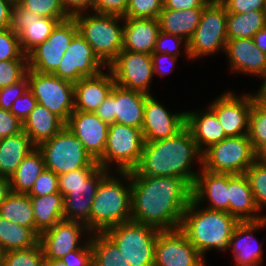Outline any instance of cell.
I'll list each match as a JSON object with an SVG mask.
<instances>
[{
  "instance_id": "obj_24",
  "label": "cell",
  "mask_w": 266,
  "mask_h": 266,
  "mask_svg": "<svg viewBox=\"0 0 266 266\" xmlns=\"http://www.w3.org/2000/svg\"><path fill=\"white\" fill-rule=\"evenodd\" d=\"M265 226L266 217L258 221H240L237 224L229 243V249L233 248V260H235L236 266L262 263V244L258 243L252 233L257 229H263Z\"/></svg>"
},
{
  "instance_id": "obj_51",
  "label": "cell",
  "mask_w": 266,
  "mask_h": 266,
  "mask_svg": "<svg viewBox=\"0 0 266 266\" xmlns=\"http://www.w3.org/2000/svg\"><path fill=\"white\" fill-rule=\"evenodd\" d=\"M227 12L249 13L256 10H266V0H220Z\"/></svg>"
},
{
  "instance_id": "obj_36",
  "label": "cell",
  "mask_w": 266,
  "mask_h": 266,
  "mask_svg": "<svg viewBox=\"0 0 266 266\" xmlns=\"http://www.w3.org/2000/svg\"><path fill=\"white\" fill-rule=\"evenodd\" d=\"M266 26V10H256L249 13L227 12V39L253 38Z\"/></svg>"
},
{
  "instance_id": "obj_39",
  "label": "cell",
  "mask_w": 266,
  "mask_h": 266,
  "mask_svg": "<svg viewBox=\"0 0 266 266\" xmlns=\"http://www.w3.org/2000/svg\"><path fill=\"white\" fill-rule=\"evenodd\" d=\"M248 136L255 151L266 143V105L258 99L252 103Z\"/></svg>"
},
{
  "instance_id": "obj_25",
  "label": "cell",
  "mask_w": 266,
  "mask_h": 266,
  "mask_svg": "<svg viewBox=\"0 0 266 266\" xmlns=\"http://www.w3.org/2000/svg\"><path fill=\"white\" fill-rule=\"evenodd\" d=\"M109 71V72H108ZM115 81L111 71L83 77L74 83V111L95 112L111 93Z\"/></svg>"
},
{
  "instance_id": "obj_43",
  "label": "cell",
  "mask_w": 266,
  "mask_h": 266,
  "mask_svg": "<svg viewBox=\"0 0 266 266\" xmlns=\"http://www.w3.org/2000/svg\"><path fill=\"white\" fill-rule=\"evenodd\" d=\"M163 9V0H129L124 18L157 19Z\"/></svg>"
},
{
  "instance_id": "obj_11",
  "label": "cell",
  "mask_w": 266,
  "mask_h": 266,
  "mask_svg": "<svg viewBox=\"0 0 266 266\" xmlns=\"http://www.w3.org/2000/svg\"><path fill=\"white\" fill-rule=\"evenodd\" d=\"M227 11L220 2L207 3L200 22L188 42L190 60L206 55L225 52L227 43Z\"/></svg>"
},
{
  "instance_id": "obj_32",
  "label": "cell",
  "mask_w": 266,
  "mask_h": 266,
  "mask_svg": "<svg viewBox=\"0 0 266 266\" xmlns=\"http://www.w3.org/2000/svg\"><path fill=\"white\" fill-rule=\"evenodd\" d=\"M35 148L24 131L0 139V176L11 178L23 159Z\"/></svg>"
},
{
  "instance_id": "obj_52",
  "label": "cell",
  "mask_w": 266,
  "mask_h": 266,
  "mask_svg": "<svg viewBox=\"0 0 266 266\" xmlns=\"http://www.w3.org/2000/svg\"><path fill=\"white\" fill-rule=\"evenodd\" d=\"M129 0H94L93 12L125 17Z\"/></svg>"
},
{
  "instance_id": "obj_20",
  "label": "cell",
  "mask_w": 266,
  "mask_h": 266,
  "mask_svg": "<svg viewBox=\"0 0 266 266\" xmlns=\"http://www.w3.org/2000/svg\"><path fill=\"white\" fill-rule=\"evenodd\" d=\"M83 234L90 235L91 232L81 222L64 219L57 222L40 234L39 243L45 259H61L70 251L79 249L86 242H80Z\"/></svg>"
},
{
  "instance_id": "obj_48",
  "label": "cell",
  "mask_w": 266,
  "mask_h": 266,
  "mask_svg": "<svg viewBox=\"0 0 266 266\" xmlns=\"http://www.w3.org/2000/svg\"><path fill=\"white\" fill-rule=\"evenodd\" d=\"M87 241L77 250L70 251L61 260L67 266H93V250L90 236Z\"/></svg>"
},
{
  "instance_id": "obj_44",
  "label": "cell",
  "mask_w": 266,
  "mask_h": 266,
  "mask_svg": "<svg viewBox=\"0 0 266 266\" xmlns=\"http://www.w3.org/2000/svg\"><path fill=\"white\" fill-rule=\"evenodd\" d=\"M27 70V59L0 61V88L18 83L26 76Z\"/></svg>"
},
{
  "instance_id": "obj_31",
  "label": "cell",
  "mask_w": 266,
  "mask_h": 266,
  "mask_svg": "<svg viewBox=\"0 0 266 266\" xmlns=\"http://www.w3.org/2000/svg\"><path fill=\"white\" fill-rule=\"evenodd\" d=\"M203 12V8L186 10L163 9L159 16L160 31L181 37L187 43L193 36Z\"/></svg>"
},
{
  "instance_id": "obj_64",
  "label": "cell",
  "mask_w": 266,
  "mask_h": 266,
  "mask_svg": "<svg viewBox=\"0 0 266 266\" xmlns=\"http://www.w3.org/2000/svg\"><path fill=\"white\" fill-rule=\"evenodd\" d=\"M4 255H5V252L0 249V266L4 265Z\"/></svg>"
},
{
  "instance_id": "obj_47",
  "label": "cell",
  "mask_w": 266,
  "mask_h": 266,
  "mask_svg": "<svg viewBox=\"0 0 266 266\" xmlns=\"http://www.w3.org/2000/svg\"><path fill=\"white\" fill-rule=\"evenodd\" d=\"M59 192V177L54 172L45 169L34 182L29 196H44Z\"/></svg>"
},
{
  "instance_id": "obj_45",
  "label": "cell",
  "mask_w": 266,
  "mask_h": 266,
  "mask_svg": "<svg viewBox=\"0 0 266 266\" xmlns=\"http://www.w3.org/2000/svg\"><path fill=\"white\" fill-rule=\"evenodd\" d=\"M27 59L20 46L19 38L11 28L0 29V61Z\"/></svg>"
},
{
  "instance_id": "obj_9",
  "label": "cell",
  "mask_w": 266,
  "mask_h": 266,
  "mask_svg": "<svg viewBox=\"0 0 266 266\" xmlns=\"http://www.w3.org/2000/svg\"><path fill=\"white\" fill-rule=\"evenodd\" d=\"M143 145L141 129L118 123L109 124L104 153L97 162L108 171L114 162L117 164V172L133 171L140 162Z\"/></svg>"
},
{
  "instance_id": "obj_67",
  "label": "cell",
  "mask_w": 266,
  "mask_h": 266,
  "mask_svg": "<svg viewBox=\"0 0 266 266\" xmlns=\"http://www.w3.org/2000/svg\"><path fill=\"white\" fill-rule=\"evenodd\" d=\"M244 266H246V265H244ZM248 266H259V264H255V265H248Z\"/></svg>"
},
{
  "instance_id": "obj_29",
  "label": "cell",
  "mask_w": 266,
  "mask_h": 266,
  "mask_svg": "<svg viewBox=\"0 0 266 266\" xmlns=\"http://www.w3.org/2000/svg\"><path fill=\"white\" fill-rule=\"evenodd\" d=\"M186 127L201 152L227 138L216 114L209 107L202 113L187 111Z\"/></svg>"
},
{
  "instance_id": "obj_57",
  "label": "cell",
  "mask_w": 266,
  "mask_h": 266,
  "mask_svg": "<svg viewBox=\"0 0 266 266\" xmlns=\"http://www.w3.org/2000/svg\"><path fill=\"white\" fill-rule=\"evenodd\" d=\"M205 0H163L164 9L186 10L192 8H204Z\"/></svg>"
},
{
  "instance_id": "obj_6",
  "label": "cell",
  "mask_w": 266,
  "mask_h": 266,
  "mask_svg": "<svg viewBox=\"0 0 266 266\" xmlns=\"http://www.w3.org/2000/svg\"><path fill=\"white\" fill-rule=\"evenodd\" d=\"M91 13L94 14L82 13L73 18L78 32L92 47L99 60L108 67L122 51L123 24L120 26L119 23H123L124 18L117 15Z\"/></svg>"
},
{
  "instance_id": "obj_56",
  "label": "cell",
  "mask_w": 266,
  "mask_h": 266,
  "mask_svg": "<svg viewBox=\"0 0 266 266\" xmlns=\"http://www.w3.org/2000/svg\"><path fill=\"white\" fill-rule=\"evenodd\" d=\"M102 121L112 124L115 123V114H113V89L108 97L99 105L94 112Z\"/></svg>"
},
{
  "instance_id": "obj_13",
  "label": "cell",
  "mask_w": 266,
  "mask_h": 266,
  "mask_svg": "<svg viewBox=\"0 0 266 266\" xmlns=\"http://www.w3.org/2000/svg\"><path fill=\"white\" fill-rule=\"evenodd\" d=\"M77 33L78 27L74 18L59 22L51 35L27 54L28 69L53 74Z\"/></svg>"
},
{
  "instance_id": "obj_49",
  "label": "cell",
  "mask_w": 266,
  "mask_h": 266,
  "mask_svg": "<svg viewBox=\"0 0 266 266\" xmlns=\"http://www.w3.org/2000/svg\"><path fill=\"white\" fill-rule=\"evenodd\" d=\"M29 89L27 76L16 84L0 88V108L10 111L13 102Z\"/></svg>"
},
{
  "instance_id": "obj_26",
  "label": "cell",
  "mask_w": 266,
  "mask_h": 266,
  "mask_svg": "<svg viewBox=\"0 0 266 266\" xmlns=\"http://www.w3.org/2000/svg\"><path fill=\"white\" fill-rule=\"evenodd\" d=\"M159 32L158 19L124 18L122 50L152 54Z\"/></svg>"
},
{
  "instance_id": "obj_19",
  "label": "cell",
  "mask_w": 266,
  "mask_h": 266,
  "mask_svg": "<svg viewBox=\"0 0 266 266\" xmlns=\"http://www.w3.org/2000/svg\"><path fill=\"white\" fill-rule=\"evenodd\" d=\"M185 126L186 112H169L151 94L146 97L141 128L144 142L173 137Z\"/></svg>"
},
{
  "instance_id": "obj_22",
  "label": "cell",
  "mask_w": 266,
  "mask_h": 266,
  "mask_svg": "<svg viewBox=\"0 0 266 266\" xmlns=\"http://www.w3.org/2000/svg\"><path fill=\"white\" fill-rule=\"evenodd\" d=\"M192 187V199L199 205L209 201L206 209L229 213V174L200 169Z\"/></svg>"
},
{
  "instance_id": "obj_4",
  "label": "cell",
  "mask_w": 266,
  "mask_h": 266,
  "mask_svg": "<svg viewBox=\"0 0 266 266\" xmlns=\"http://www.w3.org/2000/svg\"><path fill=\"white\" fill-rule=\"evenodd\" d=\"M110 172L100 181L90 211V232L103 233L121 223L131 221L130 172ZM124 178V179H123ZM125 180L127 184L123 183ZM125 184V185H124Z\"/></svg>"
},
{
  "instance_id": "obj_66",
  "label": "cell",
  "mask_w": 266,
  "mask_h": 266,
  "mask_svg": "<svg viewBox=\"0 0 266 266\" xmlns=\"http://www.w3.org/2000/svg\"><path fill=\"white\" fill-rule=\"evenodd\" d=\"M9 1H11L13 4H15V3H18L20 0H9Z\"/></svg>"
},
{
  "instance_id": "obj_12",
  "label": "cell",
  "mask_w": 266,
  "mask_h": 266,
  "mask_svg": "<svg viewBox=\"0 0 266 266\" xmlns=\"http://www.w3.org/2000/svg\"><path fill=\"white\" fill-rule=\"evenodd\" d=\"M29 90L37 103L58 116L65 124L74 112V83L54 74H44L28 69Z\"/></svg>"
},
{
  "instance_id": "obj_2",
  "label": "cell",
  "mask_w": 266,
  "mask_h": 266,
  "mask_svg": "<svg viewBox=\"0 0 266 266\" xmlns=\"http://www.w3.org/2000/svg\"><path fill=\"white\" fill-rule=\"evenodd\" d=\"M202 165V152L185 126L173 137L144 142L141 159L130 176L179 177L193 187L199 172L193 161Z\"/></svg>"
},
{
  "instance_id": "obj_54",
  "label": "cell",
  "mask_w": 266,
  "mask_h": 266,
  "mask_svg": "<svg viewBox=\"0 0 266 266\" xmlns=\"http://www.w3.org/2000/svg\"><path fill=\"white\" fill-rule=\"evenodd\" d=\"M151 56H152V62H153V74H158L161 76L170 74L172 69H174L173 66L175 65V61L178 59V57H174L166 53H152ZM166 60L168 61L170 65L169 67H167L168 69L164 67L163 65L166 63Z\"/></svg>"
},
{
  "instance_id": "obj_33",
  "label": "cell",
  "mask_w": 266,
  "mask_h": 266,
  "mask_svg": "<svg viewBox=\"0 0 266 266\" xmlns=\"http://www.w3.org/2000/svg\"><path fill=\"white\" fill-rule=\"evenodd\" d=\"M36 223V233L52 228L64 219V196L52 193L44 196H30Z\"/></svg>"
},
{
  "instance_id": "obj_55",
  "label": "cell",
  "mask_w": 266,
  "mask_h": 266,
  "mask_svg": "<svg viewBox=\"0 0 266 266\" xmlns=\"http://www.w3.org/2000/svg\"><path fill=\"white\" fill-rule=\"evenodd\" d=\"M64 10L70 18L87 12L88 8L93 11L94 0H61Z\"/></svg>"
},
{
  "instance_id": "obj_46",
  "label": "cell",
  "mask_w": 266,
  "mask_h": 266,
  "mask_svg": "<svg viewBox=\"0 0 266 266\" xmlns=\"http://www.w3.org/2000/svg\"><path fill=\"white\" fill-rule=\"evenodd\" d=\"M181 42H184V50L186 54V58L190 60L188 53V43L184 39L178 36H174L172 34H167L162 31L159 32L158 38L156 40V45L153 53H166L168 55H172L174 57H178L180 54Z\"/></svg>"
},
{
  "instance_id": "obj_41",
  "label": "cell",
  "mask_w": 266,
  "mask_h": 266,
  "mask_svg": "<svg viewBox=\"0 0 266 266\" xmlns=\"http://www.w3.org/2000/svg\"><path fill=\"white\" fill-rule=\"evenodd\" d=\"M44 253L41 244L27 249L5 252L3 266H44Z\"/></svg>"
},
{
  "instance_id": "obj_28",
  "label": "cell",
  "mask_w": 266,
  "mask_h": 266,
  "mask_svg": "<svg viewBox=\"0 0 266 266\" xmlns=\"http://www.w3.org/2000/svg\"><path fill=\"white\" fill-rule=\"evenodd\" d=\"M259 212L246 175L229 174V214L239 221H258L266 217Z\"/></svg>"
},
{
  "instance_id": "obj_23",
  "label": "cell",
  "mask_w": 266,
  "mask_h": 266,
  "mask_svg": "<svg viewBox=\"0 0 266 266\" xmlns=\"http://www.w3.org/2000/svg\"><path fill=\"white\" fill-rule=\"evenodd\" d=\"M225 54L231 71L266 76V54L255 45L253 38L227 40Z\"/></svg>"
},
{
  "instance_id": "obj_62",
  "label": "cell",
  "mask_w": 266,
  "mask_h": 266,
  "mask_svg": "<svg viewBox=\"0 0 266 266\" xmlns=\"http://www.w3.org/2000/svg\"><path fill=\"white\" fill-rule=\"evenodd\" d=\"M263 79H264L263 84L261 87H259V90L257 91L256 94V98L264 105H266V76Z\"/></svg>"
},
{
  "instance_id": "obj_38",
  "label": "cell",
  "mask_w": 266,
  "mask_h": 266,
  "mask_svg": "<svg viewBox=\"0 0 266 266\" xmlns=\"http://www.w3.org/2000/svg\"><path fill=\"white\" fill-rule=\"evenodd\" d=\"M93 266H131L117 246L104 233H91Z\"/></svg>"
},
{
  "instance_id": "obj_40",
  "label": "cell",
  "mask_w": 266,
  "mask_h": 266,
  "mask_svg": "<svg viewBox=\"0 0 266 266\" xmlns=\"http://www.w3.org/2000/svg\"><path fill=\"white\" fill-rule=\"evenodd\" d=\"M245 175L252 189L254 201L261 211L266 208V165L255 160Z\"/></svg>"
},
{
  "instance_id": "obj_17",
  "label": "cell",
  "mask_w": 266,
  "mask_h": 266,
  "mask_svg": "<svg viewBox=\"0 0 266 266\" xmlns=\"http://www.w3.org/2000/svg\"><path fill=\"white\" fill-rule=\"evenodd\" d=\"M102 68L106 70L107 67L99 60L92 47L78 32L73 37L53 74L61 79L76 83L83 77L99 74L102 72Z\"/></svg>"
},
{
  "instance_id": "obj_7",
  "label": "cell",
  "mask_w": 266,
  "mask_h": 266,
  "mask_svg": "<svg viewBox=\"0 0 266 266\" xmlns=\"http://www.w3.org/2000/svg\"><path fill=\"white\" fill-rule=\"evenodd\" d=\"M159 232L152 226L128 221L113 226L103 233L117 246L131 266H154Z\"/></svg>"
},
{
  "instance_id": "obj_15",
  "label": "cell",
  "mask_w": 266,
  "mask_h": 266,
  "mask_svg": "<svg viewBox=\"0 0 266 266\" xmlns=\"http://www.w3.org/2000/svg\"><path fill=\"white\" fill-rule=\"evenodd\" d=\"M256 93L242 96L227 91L216 98L209 108L216 114L227 137L248 135L249 116Z\"/></svg>"
},
{
  "instance_id": "obj_35",
  "label": "cell",
  "mask_w": 266,
  "mask_h": 266,
  "mask_svg": "<svg viewBox=\"0 0 266 266\" xmlns=\"http://www.w3.org/2000/svg\"><path fill=\"white\" fill-rule=\"evenodd\" d=\"M39 239L33 229L0 216V249L4 252L32 248L39 244Z\"/></svg>"
},
{
  "instance_id": "obj_30",
  "label": "cell",
  "mask_w": 266,
  "mask_h": 266,
  "mask_svg": "<svg viewBox=\"0 0 266 266\" xmlns=\"http://www.w3.org/2000/svg\"><path fill=\"white\" fill-rule=\"evenodd\" d=\"M66 124L46 107L36 104L23 122V131L38 147L41 143L53 138Z\"/></svg>"
},
{
  "instance_id": "obj_50",
  "label": "cell",
  "mask_w": 266,
  "mask_h": 266,
  "mask_svg": "<svg viewBox=\"0 0 266 266\" xmlns=\"http://www.w3.org/2000/svg\"><path fill=\"white\" fill-rule=\"evenodd\" d=\"M37 104L33 93L28 89L23 95L18 97L12 104L10 112L21 122L28 117Z\"/></svg>"
},
{
  "instance_id": "obj_37",
  "label": "cell",
  "mask_w": 266,
  "mask_h": 266,
  "mask_svg": "<svg viewBox=\"0 0 266 266\" xmlns=\"http://www.w3.org/2000/svg\"><path fill=\"white\" fill-rule=\"evenodd\" d=\"M0 216L36 232L33 206L28 194L11 192L0 206Z\"/></svg>"
},
{
  "instance_id": "obj_16",
  "label": "cell",
  "mask_w": 266,
  "mask_h": 266,
  "mask_svg": "<svg viewBox=\"0 0 266 266\" xmlns=\"http://www.w3.org/2000/svg\"><path fill=\"white\" fill-rule=\"evenodd\" d=\"M204 259L180 229L158 233L154 266H206Z\"/></svg>"
},
{
  "instance_id": "obj_65",
  "label": "cell",
  "mask_w": 266,
  "mask_h": 266,
  "mask_svg": "<svg viewBox=\"0 0 266 266\" xmlns=\"http://www.w3.org/2000/svg\"><path fill=\"white\" fill-rule=\"evenodd\" d=\"M207 3H214V2H217V1H220V0H205Z\"/></svg>"
},
{
  "instance_id": "obj_10",
  "label": "cell",
  "mask_w": 266,
  "mask_h": 266,
  "mask_svg": "<svg viewBox=\"0 0 266 266\" xmlns=\"http://www.w3.org/2000/svg\"><path fill=\"white\" fill-rule=\"evenodd\" d=\"M256 160L248 135L227 137L202 152V169L227 174H245Z\"/></svg>"
},
{
  "instance_id": "obj_58",
  "label": "cell",
  "mask_w": 266,
  "mask_h": 266,
  "mask_svg": "<svg viewBox=\"0 0 266 266\" xmlns=\"http://www.w3.org/2000/svg\"><path fill=\"white\" fill-rule=\"evenodd\" d=\"M13 5L9 0H0V29L10 28Z\"/></svg>"
},
{
  "instance_id": "obj_3",
  "label": "cell",
  "mask_w": 266,
  "mask_h": 266,
  "mask_svg": "<svg viewBox=\"0 0 266 266\" xmlns=\"http://www.w3.org/2000/svg\"><path fill=\"white\" fill-rule=\"evenodd\" d=\"M198 207L191 199L179 229L203 257L210 249L229 250L231 236L240 221L228 212Z\"/></svg>"
},
{
  "instance_id": "obj_18",
  "label": "cell",
  "mask_w": 266,
  "mask_h": 266,
  "mask_svg": "<svg viewBox=\"0 0 266 266\" xmlns=\"http://www.w3.org/2000/svg\"><path fill=\"white\" fill-rule=\"evenodd\" d=\"M60 21L41 17L31 10L15 3L11 10L10 28L18 36L21 50L27 55L37 45L43 43Z\"/></svg>"
},
{
  "instance_id": "obj_1",
  "label": "cell",
  "mask_w": 266,
  "mask_h": 266,
  "mask_svg": "<svg viewBox=\"0 0 266 266\" xmlns=\"http://www.w3.org/2000/svg\"><path fill=\"white\" fill-rule=\"evenodd\" d=\"M192 187L179 177L131 176V221L159 231L179 229Z\"/></svg>"
},
{
  "instance_id": "obj_21",
  "label": "cell",
  "mask_w": 266,
  "mask_h": 266,
  "mask_svg": "<svg viewBox=\"0 0 266 266\" xmlns=\"http://www.w3.org/2000/svg\"><path fill=\"white\" fill-rule=\"evenodd\" d=\"M66 127L83 144L94 160L97 161L103 155L109 124L102 121L94 112L74 111Z\"/></svg>"
},
{
  "instance_id": "obj_61",
  "label": "cell",
  "mask_w": 266,
  "mask_h": 266,
  "mask_svg": "<svg viewBox=\"0 0 266 266\" xmlns=\"http://www.w3.org/2000/svg\"><path fill=\"white\" fill-rule=\"evenodd\" d=\"M256 161L266 165V143L256 150Z\"/></svg>"
},
{
  "instance_id": "obj_8",
  "label": "cell",
  "mask_w": 266,
  "mask_h": 266,
  "mask_svg": "<svg viewBox=\"0 0 266 266\" xmlns=\"http://www.w3.org/2000/svg\"><path fill=\"white\" fill-rule=\"evenodd\" d=\"M45 168L57 175L87 166H99L77 137L64 126L53 138L41 143Z\"/></svg>"
},
{
  "instance_id": "obj_14",
  "label": "cell",
  "mask_w": 266,
  "mask_h": 266,
  "mask_svg": "<svg viewBox=\"0 0 266 266\" xmlns=\"http://www.w3.org/2000/svg\"><path fill=\"white\" fill-rule=\"evenodd\" d=\"M107 68L116 85L151 94L149 89L154 76L151 54L122 50Z\"/></svg>"
},
{
  "instance_id": "obj_63",
  "label": "cell",
  "mask_w": 266,
  "mask_h": 266,
  "mask_svg": "<svg viewBox=\"0 0 266 266\" xmlns=\"http://www.w3.org/2000/svg\"><path fill=\"white\" fill-rule=\"evenodd\" d=\"M44 266H67L61 259H45Z\"/></svg>"
},
{
  "instance_id": "obj_60",
  "label": "cell",
  "mask_w": 266,
  "mask_h": 266,
  "mask_svg": "<svg viewBox=\"0 0 266 266\" xmlns=\"http://www.w3.org/2000/svg\"><path fill=\"white\" fill-rule=\"evenodd\" d=\"M255 45L266 54V26L259 30L253 37Z\"/></svg>"
},
{
  "instance_id": "obj_42",
  "label": "cell",
  "mask_w": 266,
  "mask_h": 266,
  "mask_svg": "<svg viewBox=\"0 0 266 266\" xmlns=\"http://www.w3.org/2000/svg\"><path fill=\"white\" fill-rule=\"evenodd\" d=\"M18 4L41 17L55 18L60 22L70 18L61 0H20Z\"/></svg>"
},
{
  "instance_id": "obj_27",
  "label": "cell",
  "mask_w": 266,
  "mask_h": 266,
  "mask_svg": "<svg viewBox=\"0 0 266 266\" xmlns=\"http://www.w3.org/2000/svg\"><path fill=\"white\" fill-rule=\"evenodd\" d=\"M148 95L147 93L126 89L115 84L113 87L115 123L141 129Z\"/></svg>"
},
{
  "instance_id": "obj_34",
  "label": "cell",
  "mask_w": 266,
  "mask_h": 266,
  "mask_svg": "<svg viewBox=\"0 0 266 266\" xmlns=\"http://www.w3.org/2000/svg\"><path fill=\"white\" fill-rule=\"evenodd\" d=\"M45 169L42 152L36 147L23 159L10 178L11 192L28 194Z\"/></svg>"
},
{
  "instance_id": "obj_59",
  "label": "cell",
  "mask_w": 266,
  "mask_h": 266,
  "mask_svg": "<svg viewBox=\"0 0 266 266\" xmlns=\"http://www.w3.org/2000/svg\"><path fill=\"white\" fill-rule=\"evenodd\" d=\"M11 193L10 178L0 176V206Z\"/></svg>"
},
{
  "instance_id": "obj_53",
  "label": "cell",
  "mask_w": 266,
  "mask_h": 266,
  "mask_svg": "<svg viewBox=\"0 0 266 266\" xmlns=\"http://www.w3.org/2000/svg\"><path fill=\"white\" fill-rule=\"evenodd\" d=\"M23 131V122L10 111L0 108V139L16 135Z\"/></svg>"
},
{
  "instance_id": "obj_5",
  "label": "cell",
  "mask_w": 266,
  "mask_h": 266,
  "mask_svg": "<svg viewBox=\"0 0 266 266\" xmlns=\"http://www.w3.org/2000/svg\"><path fill=\"white\" fill-rule=\"evenodd\" d=\"M111 172L100 166H87L59 177V192L64 196V220L81 222L90 231V211L100 181Z\"/></svg>"
}]
</instances>
